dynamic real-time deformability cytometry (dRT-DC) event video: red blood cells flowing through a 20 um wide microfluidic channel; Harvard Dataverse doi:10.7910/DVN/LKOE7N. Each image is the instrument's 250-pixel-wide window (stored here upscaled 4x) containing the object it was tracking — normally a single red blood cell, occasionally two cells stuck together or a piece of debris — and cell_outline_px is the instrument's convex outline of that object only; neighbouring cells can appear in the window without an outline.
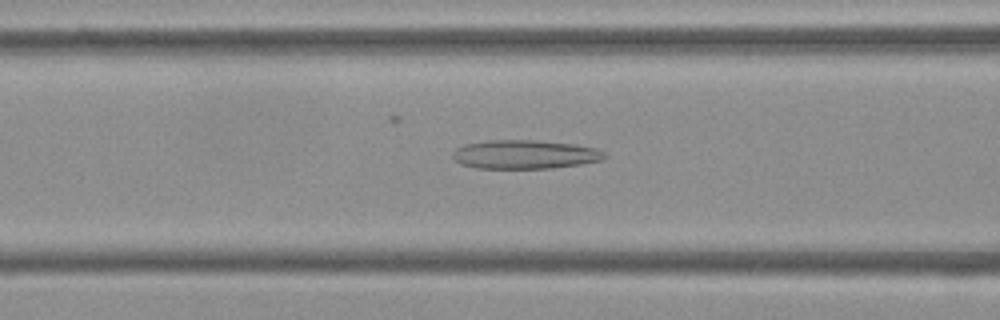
{"species": "Egyptian fruit bat (a non-hibernating species)", "species_latin": "Rousettus aegyptiacus", "temperature_condition": "cold", "stored_images_in_passage": 53, "camera_frame_rate_fps": 3000, "um_per_image_px": 0.085, "frame": {"image": 1, "passage_image": 21, "time_ms": 6.667, "image_size_px": [1000, 320], "cell_outline_px": [[608, 156], [604, 160], [580, 164], [552, 168], [476, 168], [460, 164], [452, 156], [452, 152], [456, 148], [464, 144], [488, 140], [536, 140], [572, 144], [596, 148], [604, 152]], "centroid_in_image_um": [44.61, 13.12], "position_along_channel_um": 122.0, "area_um2": 25.61}}
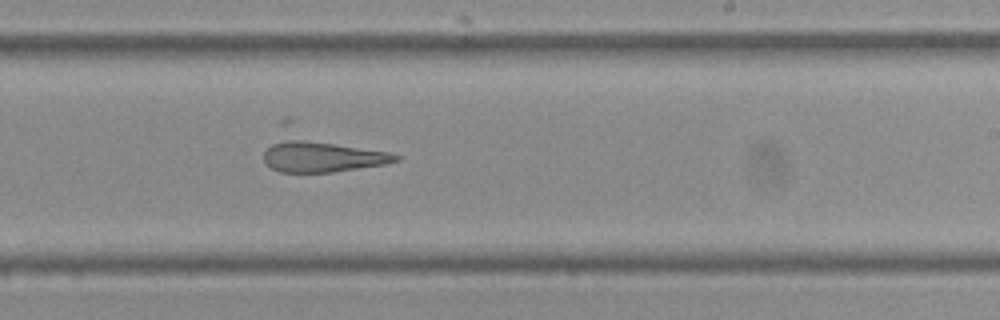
{"frame": {"image": 2, "passage_image": 32, "time_ms": 10.333, "image_size_px": [1000, 320], "cell_outline_px": [[400, 160], [388, 164], [332, 172], [280, 172], [272, 168], [264, 160], [264, 152], [272, 144], [292, 136], [388, 152], [400, 156]], "centroid_in_image_um": [27.39, 13.29], "position_along_channel_um": 261.6, "area_um2": 23.93}}
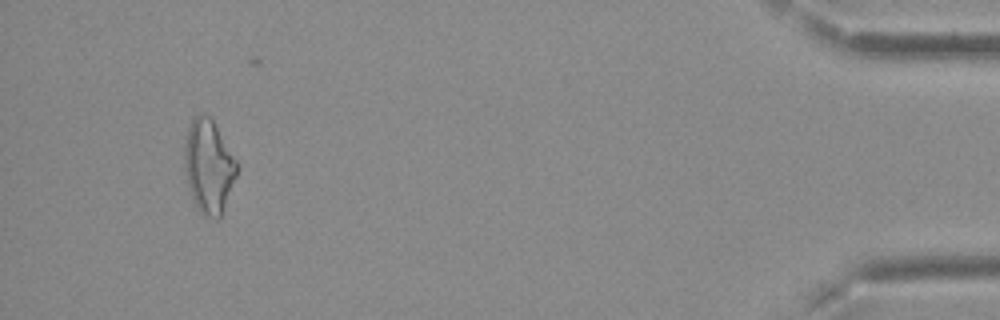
{"frame": {"image": 3, "passage_image": 50, "time_ms": 16.333, "image_size_px": [1000, 320], "cell_outline_px": [[236, 176], [220, 216], [216, 220], [204, 216], [200, 212], [192, 200], [184, 168], [184, 144], [188, 128], [192, 116], [200, 112], [204, 112], [212, 120], [236, 160]], "centroid_in_image_um": [17.69, 14.12], "position_along_channel_um": 417.5, "area_um2": 28.32}, "authors_computed_cell_mechanics": {"area_um2": 26.3568, "velocity_mm_per_s": 3.8039, "shape_relaxation_time_tau1_ms": null, "shape_relaxation_time_tau2_ms": 3.9458, "deformation_change_tau1": null, "deformation_change_tau2": 0.1828}}